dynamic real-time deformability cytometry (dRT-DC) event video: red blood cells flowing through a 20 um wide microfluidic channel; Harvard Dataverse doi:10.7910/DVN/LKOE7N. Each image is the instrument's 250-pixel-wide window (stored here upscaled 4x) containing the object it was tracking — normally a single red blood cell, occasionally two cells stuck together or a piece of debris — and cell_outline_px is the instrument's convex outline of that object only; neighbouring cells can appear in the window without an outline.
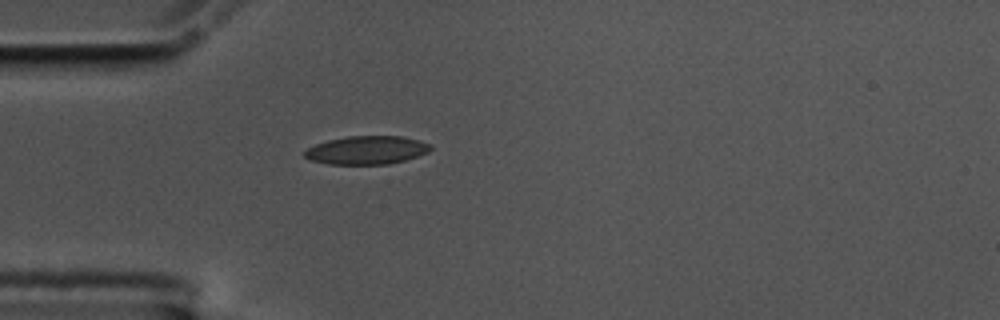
{"species": "common noctule bat (a hibernating species)", "species_latin": "Nyctalus noctula", "temperature_condition": "cold", "stored_images_in_passage": 42, "camera_frame_rate_fps": 3000, "um_per_image_px": 0.085, "animal": {"sex": "male", "body_mass_g": 17.5, "forearm_length_mm": 52.3}, "frame": {"image": 1, "passage_image": 1, "time_ms": 0.0, "image_size_px": [1000, 320], "cell_outline_px": [[432, 148], [428, 152], [404, 160], [388, 164], [328, 164], [312, 160], [304, 156], [304, 152], [308, 148], [316, 144], [328, 140], [348, 136], [400, 136], [420, 140], [432, 144]], "centroid_in_image_um": [31.19, 12.75], "position_along_channel_um": 53.8, "area_um2": 20.69}}
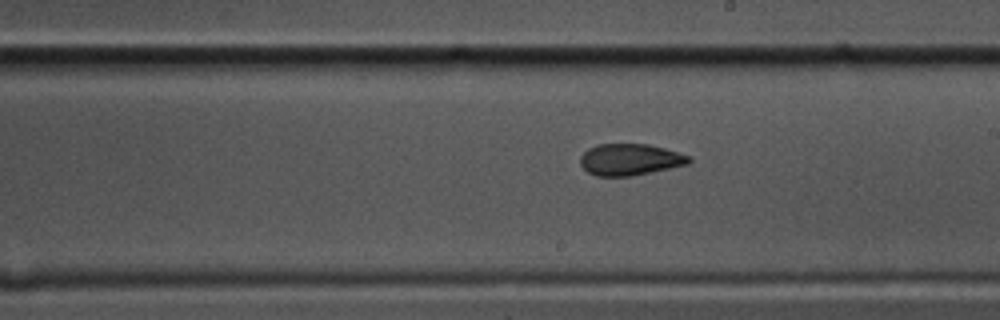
{"frame": {"image": 2, "passage_image": 17, "time_ms": 5.333, "image_size_px": [1000, 320], "cell_outline_px": [[692, 160], [688, 164], [628, 176], [596, 176], [588, 172], [580, 164], [580, 156], [588, 148], [596, 144], [648, 144], [664, 148], [688, 156]], "centroid_in_image_um": [53.49, 13.55], "position_along_channel_um": 235.5, "area_um2": 19.71}}
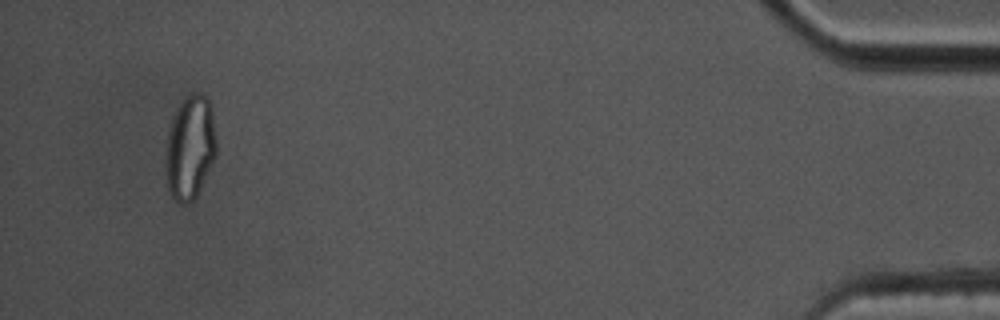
{"frame": {"image": 3, "passage_image": 39, "time_ms": 12.667, "image_size_px": [1000, 320], "cell_outline_px": [[216, 156], [196, 196], [188, 204], [176, 204], [168, 192], [164, 172], [164, 168], [168, 128], [172, 116], [188, 92], [200, 92], [208, 100], [212, 112], [216, 136]], "centroid_in_image_um": [16.12, 12.57], "position_along_channel_um": 419.1, "area_um2": 31.39}, "authors_computed_cell_mechanics": {"area_um2": 20.519, "velocity_mm_per_s": 3.5292, "shape_relaxation_time_tau1_ms": 7.2588, "shape_relaxation_time_tau2_ms": 2.3052, "deformation_change_tau1": 0.1616, "deformation_change_tau2": 0.0668}}